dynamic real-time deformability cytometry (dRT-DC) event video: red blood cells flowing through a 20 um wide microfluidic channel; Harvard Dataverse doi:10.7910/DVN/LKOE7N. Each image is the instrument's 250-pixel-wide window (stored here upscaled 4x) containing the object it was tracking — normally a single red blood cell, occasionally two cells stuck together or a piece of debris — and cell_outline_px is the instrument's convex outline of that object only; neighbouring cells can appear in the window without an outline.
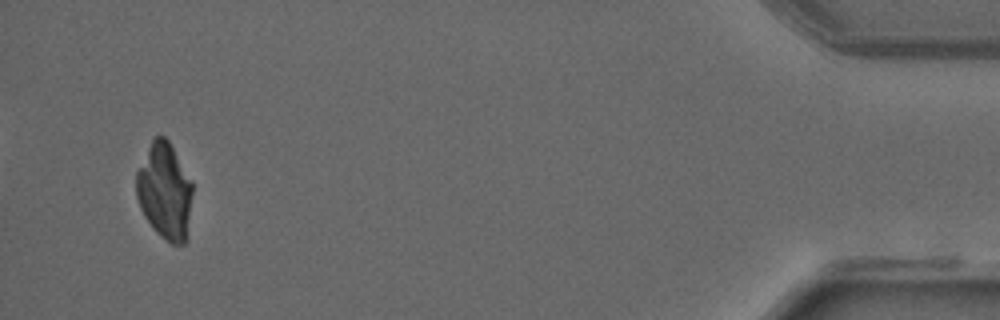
{"species": "common noctule bat (a hibernating species)", "species_latin": "Nyctalus noctula", "temperature_condition": "warm", "stored_images_in_passage": 40, "camera_frame_rate_fps": 3000, "um_per_image_px": 0.085, "animal": {"sex": "male", "forearm_length_mm": 52.5}, "frame": {"image": 1, "passage_image": 38, "time_ms": 12.333, "image_size_px": [1000, 320], "cell_outline_px": [[192, 192], [188, 240], [184, 244], [172, 244], [160, 236], [152, 228], [144, 216], [140, 208], [136, 196], [136, 172], [152, 140], [156, 136], [164, 136], [168, 140], [192, 184]], "centroid_in_image_um": [13.99, 16.31], "position_along_channel_um": 421.2, "area_um2": 31.44}}